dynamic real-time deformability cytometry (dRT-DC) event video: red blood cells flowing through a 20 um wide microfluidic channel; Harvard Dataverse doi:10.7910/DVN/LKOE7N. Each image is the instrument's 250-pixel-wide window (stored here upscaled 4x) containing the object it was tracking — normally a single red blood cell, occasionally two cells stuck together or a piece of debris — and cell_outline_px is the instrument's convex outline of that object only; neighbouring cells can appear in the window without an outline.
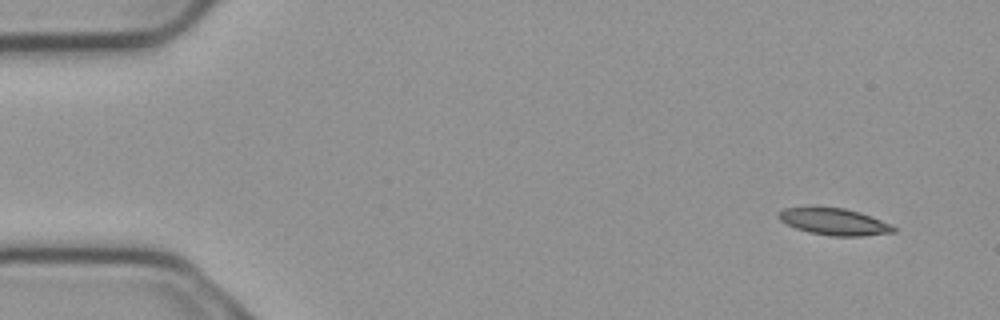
{"species": "common noctule bat (a hibernating species)", "species_latin": "Nyctalus noctula", "temperature_condition": "cold", "stored_images_in_passage": 5, "camera_frame_rate_fps": 3000, "um_per_image_px": 0.085, "animal": {"sex": "male", "body_mass_g": 23.1, "forearm_length_mm": 52.7}, "frame": {"image": 1, "passage_image": 2, "time_ms": 0.333, "image_size_px": [1000, 320], "cell_outline_px": [[896, 232], [860, 236], [832, 236], [808, 232], [796, 228], [780, 220], [776, 216], [784, 208], [808, 204], [844, 208], [860, 212], [880, 220], [896, 228]], "centroid_in_image_um": [70.82, 18.8], "position_along_channel_um": 14.2, "area_um2": 18.38}}
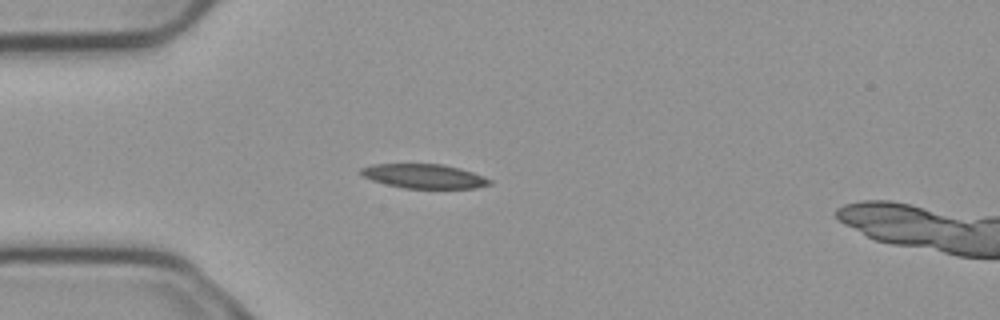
{"frame": {"image": 2, "passage_image": 5, "time_ms": 1.333, "image_size_px": [1000, 320], "cell_outline_px": [[492, 184], [476, 188], [404, 188], [372, 180], [364, 176], [360, 172], [360, 168], [372, 164], [444, 164], [460, 168], [472, 172], [492, 180]], "centroid_in_image_um": [36.07, 14.97], "position_along_channel_um": 48.9, "area_um2": 18.09}}